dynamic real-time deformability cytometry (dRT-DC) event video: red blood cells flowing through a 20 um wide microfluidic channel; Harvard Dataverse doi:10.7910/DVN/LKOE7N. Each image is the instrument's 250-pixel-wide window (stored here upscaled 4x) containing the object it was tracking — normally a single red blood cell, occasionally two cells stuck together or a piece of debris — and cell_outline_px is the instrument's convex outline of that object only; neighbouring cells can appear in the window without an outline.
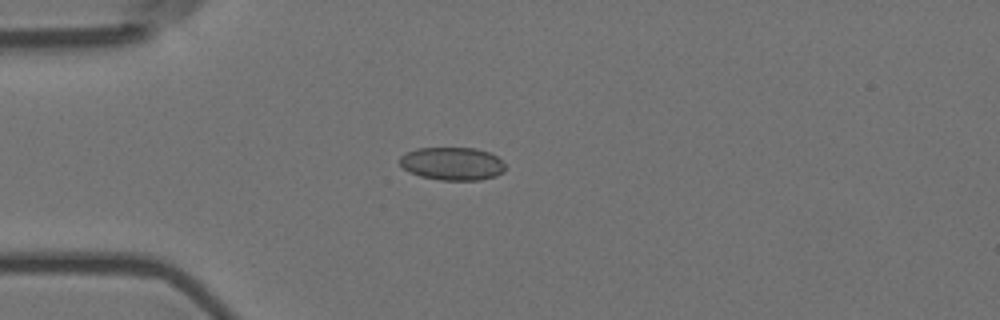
{"species": "Egyptian fruit bat (a non-hibernating species)", "species_latin": "Rousettus aegyptiacus", "temperature_condition": "room temperature", "stored_images_in_passage": 5, "camera_frame_rate_fps": 3000, "um_per_image_px": 0.085, "animal": {"sex": "female"}, "frame": {"image": 1, "passage_image": 4, "time_ms": 1.0, "image_size_px": [1000, 320], "cell_outline_px": [[504, 172], [496, 176], [480, 180], [440, 180], [420, 176], [404, 168], [400, 164], [400, 156], [416, 148], [476, 148], [488, 152], [496, 156], [504, 164]], "centroid_in_image_um": [38.46, 13.91], "position_along_channel_um": 46.5, "area_um2": 20.17}}